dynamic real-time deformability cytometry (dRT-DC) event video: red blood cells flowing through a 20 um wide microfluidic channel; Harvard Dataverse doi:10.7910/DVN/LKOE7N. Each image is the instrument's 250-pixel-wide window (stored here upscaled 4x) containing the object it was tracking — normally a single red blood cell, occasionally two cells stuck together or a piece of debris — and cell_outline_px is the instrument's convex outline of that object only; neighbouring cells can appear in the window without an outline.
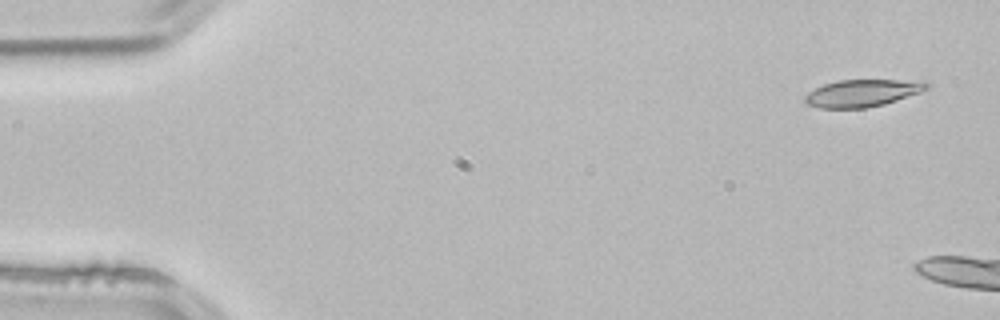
{"species": "common noctule bat (a hibernating species)", "species_latin": "Nyctalus noctula", "temperature_condition": "room temperature", "stored_images_in_passage": 4, "camera_frame_rate_fps": 3000, "um_per_image_px": 0.085, "animal": {"sex": "male", "body_mass_g": 21.5, "forearm_length_mm": 52.0}, "frame": {"image": 1, "passage_image": 1, "time_ms": 0.0, "image_size_px": [1000, 320], "cell_outline_px": [[928, 88], [920, 92], [884, 104], [864, 108], [820, 108], [808, 104], [804, 100], [804, 96], [808, 92], [824, 84], [836, 80], [924, 80], [928, 84]], "centroid_in_image_um": [73.29, 7.9], "position_along_channel_um": 11.7, "area_um2": 19.25}}